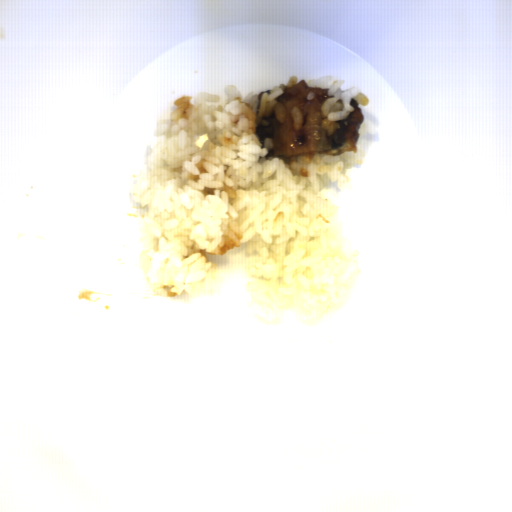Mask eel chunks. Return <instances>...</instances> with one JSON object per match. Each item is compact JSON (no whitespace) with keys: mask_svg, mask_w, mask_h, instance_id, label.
<instances>
[{"mask_svg":"<svg viewBox=\"0 0 512 512\" xmlns=\"http://www.w3.org/2000/svg\"><path fill=\"white\" fill-rule=\"evenodd\" d=\"M328 87H308L302 79L293 86H286L284 92L275 100L285 107V118L280 123L275 114L266 120L268 126H256L261 148L266 137L272 138L273 150L265 156L287 159L295 155L328 154L340 155L346 152H358L360 126L365 119L356 99L350 100L354 111L345 120L335 121L336 130L331 136L320 128L324 119L323 103L331 96Z\"/></svg>","mask_w":512,"mask_h":512,"instance_id":"4dd315ae","label":"eel chunks"}]
</instances>
